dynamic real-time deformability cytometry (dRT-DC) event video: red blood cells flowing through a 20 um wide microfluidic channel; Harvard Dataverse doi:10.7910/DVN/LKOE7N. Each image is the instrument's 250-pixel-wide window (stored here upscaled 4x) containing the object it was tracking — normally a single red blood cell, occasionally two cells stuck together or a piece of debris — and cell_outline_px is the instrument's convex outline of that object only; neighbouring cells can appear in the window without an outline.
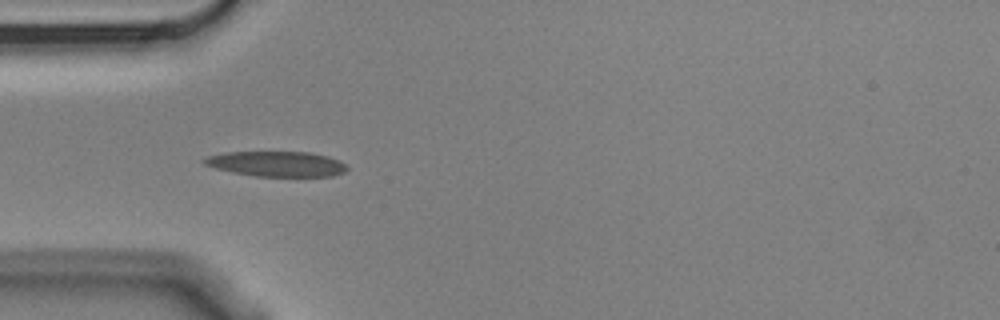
{"species": "Egyptian fruit bat (a non-hibernating species)", "species_latin": "Rousettus aegyptiacus", "temperature_condition": "cold", "stored_images_in_passage": 5, "camera_frame_rate_fps": 3000, "um_per_image_px": 0.085, "animal": {"sex": "male"}, "frame": {"image": 1, "passage_image": 4, "time_ms": 1.0, "image_size_px": [1000, 320], "cell_outline_px": [[348, 168], [344, 172], [332, 176], [256, 176], [232, 172], [216, 168], [204, 164], [200, 160], [208, 156], [224, 152], [312, 152], [328, 156], [340, 160]], "centroid_in_image_um": [23.51, 13.92], "position_along_channel_um": 61.5, "area_um2": 20.98}}
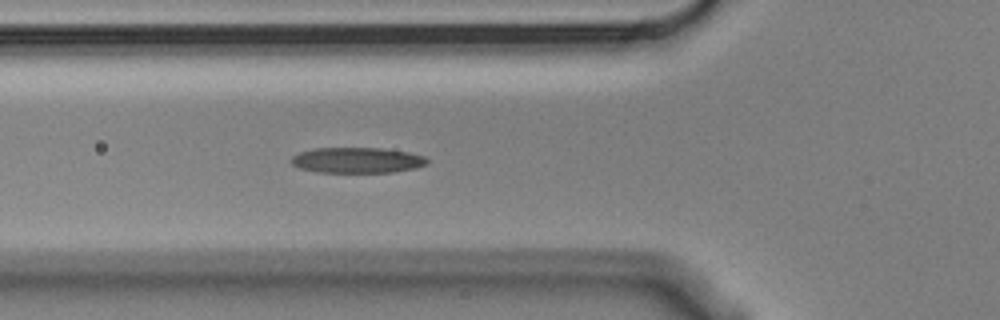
{"frame": {"image": 2, "passage_image": 5, "time_ms": 1.333, "image_size_px": [1000, 320], "cell_outline_px": [[428, 164], [416, 168], [392, 172], [320, 172], [300, 168], [292, 164], [292, 156], [300, 152], [316, 148], [380, 148], [408, 152], [424, 156], [428, 160]], "centroid_in_image_um": [30.39, 13.61], "position_along_channel_um": 95.4, "area_um2": 20.11}}